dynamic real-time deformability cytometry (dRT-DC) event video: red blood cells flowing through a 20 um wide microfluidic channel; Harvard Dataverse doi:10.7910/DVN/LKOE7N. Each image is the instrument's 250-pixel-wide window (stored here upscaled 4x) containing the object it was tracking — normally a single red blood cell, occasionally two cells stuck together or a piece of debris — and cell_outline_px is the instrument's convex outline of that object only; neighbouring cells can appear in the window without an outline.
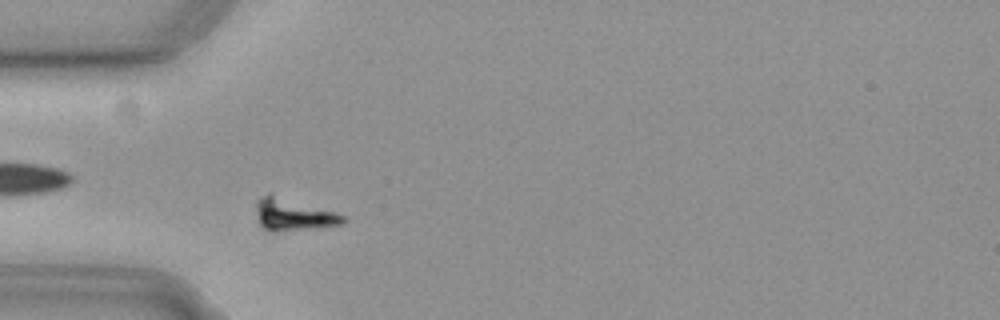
{"species": "common noctule bat (a hibernating species)", "species_latin": "Nyctalus noctula", "temperature_condition": "cold", "stored_images_in_passage": 37, "camera_frame_rate_fps": 3000, "um_per_image_px": 0.085, "animal": {"sex": "female", "body_mass_g": 19.3, "forearm_length_mm": 54.1}, "frame": {"image": 1, "passage_image": 6, "time_ms": 1.667, "image_size_px": [1000, 320], "cell_outline_px": [[348, 220], [344, 224], [272, 232], [268, 232], [260, 224], [256, 208], [256, 200], [268, 192], [272, 192], [336, 212], [344, 216]], "centroid_in_image_um": [24.92, 18.2], "position_along_channel_um": 60.1, "area_um2": 16.53}}
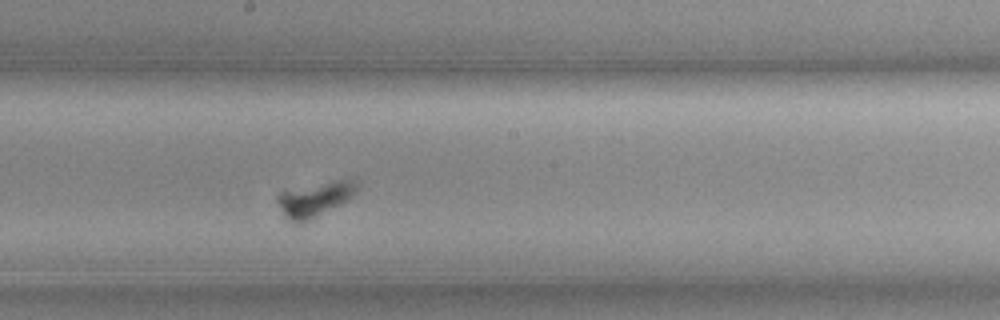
{"frame": {"image": 2, "passage_image": 20, "time_ms": 6.333, "image_size_px": [1000, 320], "cell_outline_px": [[360, 184], [356, 192], [348, 200], [304, 224], [284, 220], [276, 200], [276, 196], [280, 192], [336, 180], [352, 180]], "centroid_in_image_um": [26.73, 16.98], "position_along_channel_um": 221.5, "area_um2": 16.18}}
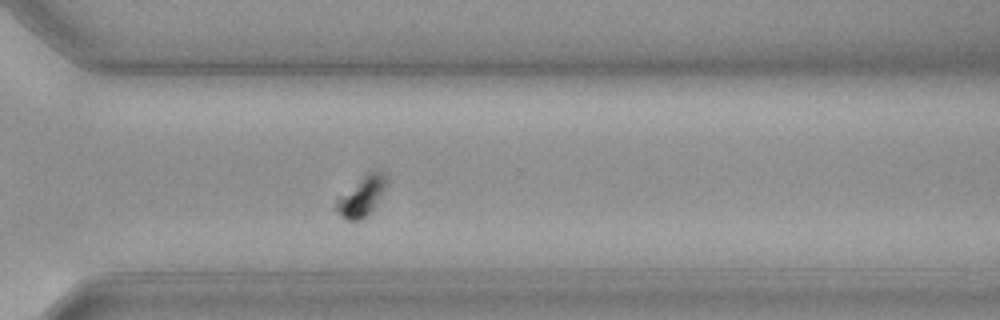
{"frame": {"image": 3, "passage_image": 30, "time_ms": 9.667, "image_size_px": [1000, 320], "cell_outline_px": [[388, 180], [380, 196], [372, 208], [360, 220], [348, 220], [340, 216], [332, 208], [336, 196], [368, 172], [376, 168], [380, 168]], "centroid_in_image_um": [30.65, 16.64], "position_along_channel_um": 339.9, "area_um2": 11.91}}